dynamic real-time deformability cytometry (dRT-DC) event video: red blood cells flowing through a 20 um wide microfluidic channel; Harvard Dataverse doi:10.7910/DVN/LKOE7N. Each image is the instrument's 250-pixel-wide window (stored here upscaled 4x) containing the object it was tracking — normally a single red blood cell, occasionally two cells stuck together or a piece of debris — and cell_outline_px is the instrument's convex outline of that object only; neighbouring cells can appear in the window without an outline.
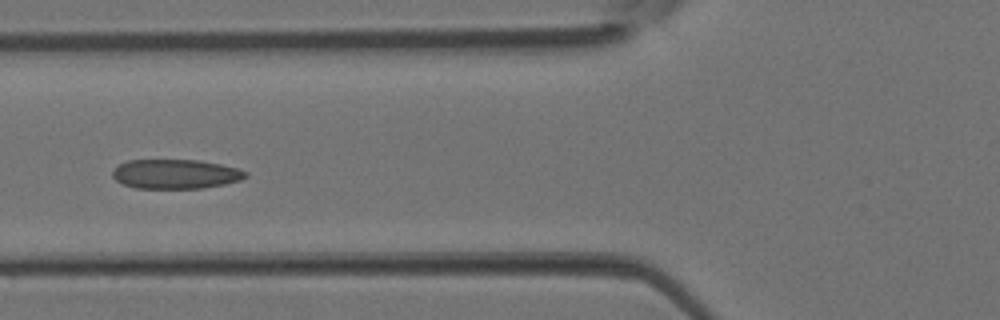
{"species": "Egyptian fruit bat (a non-hibernating species)", "species_latin": "Rousettus aegyptiacus", "temperature_condition": "room temperature", "stored_images_in_passage": 5, "camera_frame_rate_fps": 3000, "um_per_image_px": 0.085, "animal": {"sex": "female"}, "frame": {"image": 1, "passage_image": 4, "time_ms": 1.0, "image_size_px": [1000, 320], "cell_outline_px": [[248, 176], [240, 180], [224, 184], [204, 188], [136, 188], [124, 184], [116, 180], [112, 176], [112, 172], [120, 164], [128, 160], [200, 160], [220, 164], [236, 168], [248, 172]], "centroid_in_image_um": [14.94, 14.79], "position_along_channel_um": 110.9, "area_um2": 22.72}}
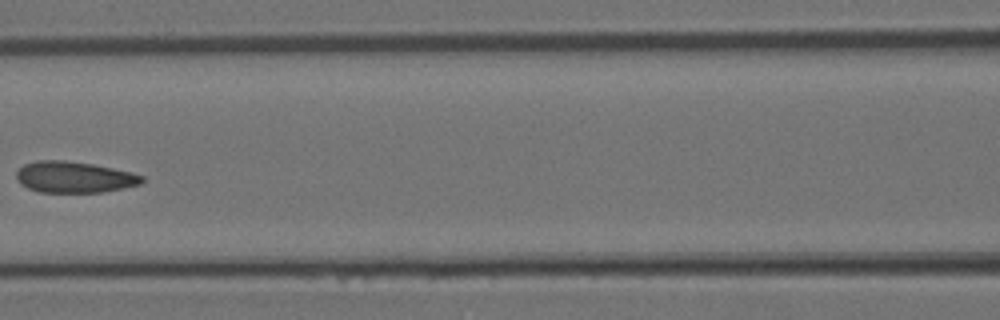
{"frame": {"image": 2, "passage_image": 5, "time_ms": 1.333, "image_size_px": [1000, 320], "cell_outline_px": [[144, 180], [140, 184], [124, 188], [104, 192], [40, 192], [28, 188], [20, 184], [16, 180], [16, 172], [24, 164], [36, 160], [64, 160], [92, 164], [132, 172], [144, 176]], "centroid_in_image_um": [6.3, 15.05], "position_along_channel_um": 160.3, "area_um2": 22.95}}